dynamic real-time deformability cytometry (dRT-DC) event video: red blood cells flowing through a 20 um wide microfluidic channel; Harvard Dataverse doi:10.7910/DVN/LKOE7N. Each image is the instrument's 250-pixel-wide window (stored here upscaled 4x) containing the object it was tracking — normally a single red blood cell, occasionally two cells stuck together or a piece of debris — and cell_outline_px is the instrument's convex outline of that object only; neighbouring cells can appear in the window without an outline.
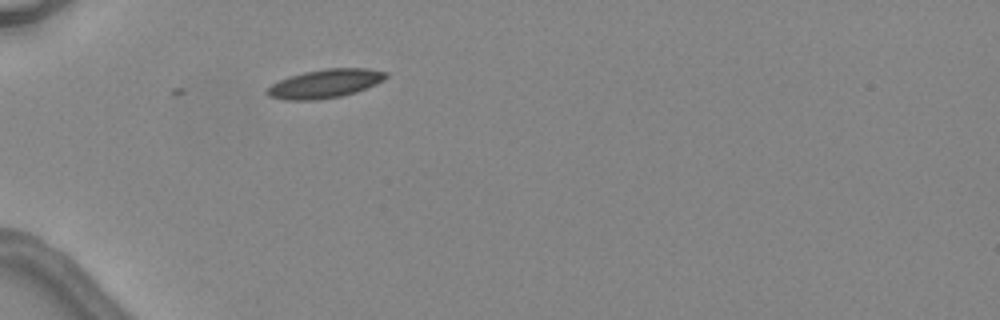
{"species": "common noctule bat (a hibernating species)", "species_latin": "Nyctalus noctula", "temperature_condition": "warm", "stored_images_in_passage": 1, "camera_frame_rate_fps": 3000, "um_per_image_px": 0.085, "animal": {"sex": "female", "body_mass_g": 24.6, "forearm_length_mm": 56.2}, "frame": {"image": 1, "passage_image": 1, "time_ms": 0.0, "image_size_px": [1000, 320], "cell_outline_px": [[388, 76], [384, 80], [376, 84], [356, 92], [340, 96], [312, 100], [284, 100], [268, 96], [264, 92], [272, 84], [280, 80], [304, 72], [328, 68], [368, 68], [388, 72]], "centroid_in_image_um": [27.65, 7.1], "position_along_channel_um": 57.4, "area_um2": 19.77}}